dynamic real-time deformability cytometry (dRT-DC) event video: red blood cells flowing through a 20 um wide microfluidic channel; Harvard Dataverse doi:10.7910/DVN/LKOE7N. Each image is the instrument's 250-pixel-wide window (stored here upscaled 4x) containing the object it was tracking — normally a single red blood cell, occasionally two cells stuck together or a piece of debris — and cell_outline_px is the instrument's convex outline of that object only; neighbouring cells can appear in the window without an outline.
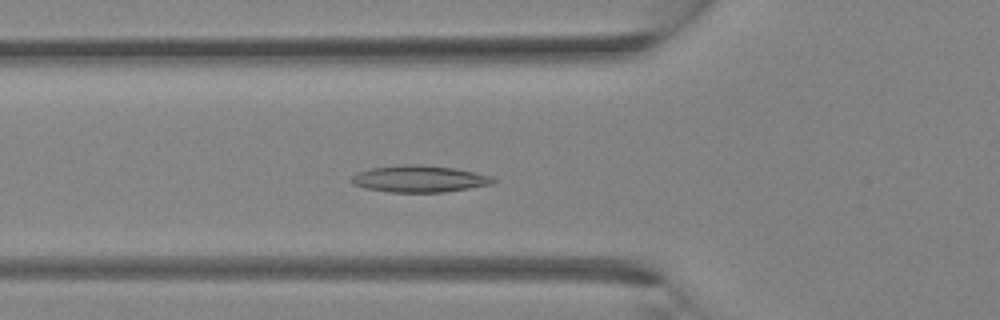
{"species": "Egyptian fruit bat (a non-hibernating species)", "species_latin": "Rousettus aegyptiacus", "temperature_condition": "room temperature", "stored_images_in_passage": 35, "camera_frame_rate_fps": 3000, "um_per_image_px": 0.085, "animal": {"sex": "female"}, "frame": {"image": 1, "passage_image": 13, "time_ms": 4.0, "image_size_px": [1000, 320], "cell_outline_px": [[496, 180], [492, 184], [444, 192], [388, 192], [364, 188], [352, 184], [348, 180], [356, 172], [368, 168], [400, 164], [420, 164], [452, 168], [476, 172], [492, 176]], "centroid_in_image_um": [35.57, 15.19], "position_along_channel_um": 90.2, "area_um2": 22.37}}
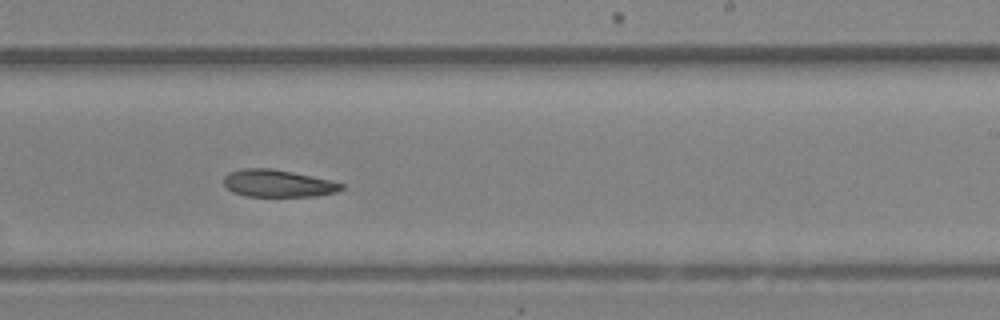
{"frame": {"image": 2, "passage_image": 22, "time_ms": 7.0, "image_size_px": [1000, 320], "cell_outline_px": [[344, 188], [336, 192], [316, 196], [248, 196], [232, 192], [224, 184], [224, 176], [228, 172], [240, 168], [272, 168], [292, 172], [328, 180], [344, 184]], "centroid_in_image_um": [23.58, 15.58], "position_along_channel_um": 265.4, "area_um2": 18.61}}
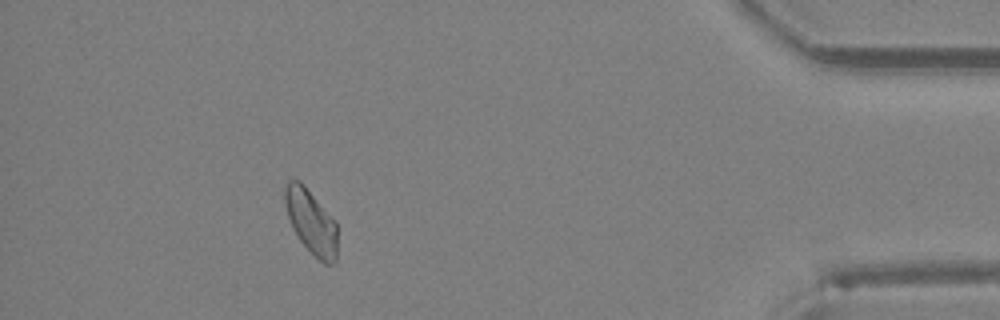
{"frame": {"image": 3, "passage_image": 32, "time_ms": 10.333, "image_size_px": [1000, 320], "cell_outline_px": [[336, 260], [332, 264], [324, 264], [300, 240], [288, 216], [284, 204], [284, 188], [288, 180], [300, 180], [336, 220]], "centroid_in_image_um": [26.45, 18.8], "position_along_channel_um": 408.8, "area_um2": 19.42}}